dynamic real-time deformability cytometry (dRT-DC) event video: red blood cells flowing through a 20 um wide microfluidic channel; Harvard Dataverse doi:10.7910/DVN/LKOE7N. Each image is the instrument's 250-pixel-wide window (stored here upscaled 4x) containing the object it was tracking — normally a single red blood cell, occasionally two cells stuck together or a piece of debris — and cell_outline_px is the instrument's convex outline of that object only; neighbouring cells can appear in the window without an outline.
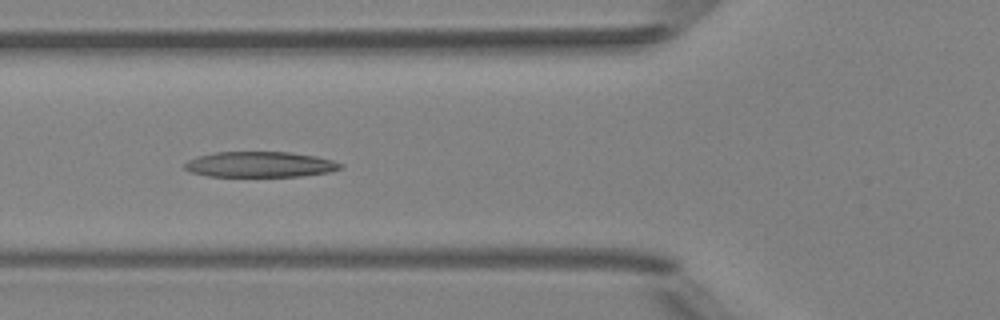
{"species": "Egyptian fruit bat (a non-hibernating species)", "species_latin": "Rousettus aegyptiacus", "temperature_condition": "room temperature", "stored_images_in_passage": 5, "camera_frame_rate_fps": 3000, "um_per_image_px": 0.085, "animal": {"sex": "female"}, "frame": {"image": 1, "passage_image": 3, "time_ms": 2.333, "image_size_px": [1000, 320], "cell_outline_px": [[344, 164], [340, 168], [328, 172], [300, 176], [208, 176], [192, 172], [184, 168], [184, 164], [188, 160], [196, 156], [216, 152], [292, 152], [316, 156], [332, 160]], "centroid_in_image_um": [22.09, 13.97], "position_along_channel_um": 103.7, "area_um2": 23.12}}
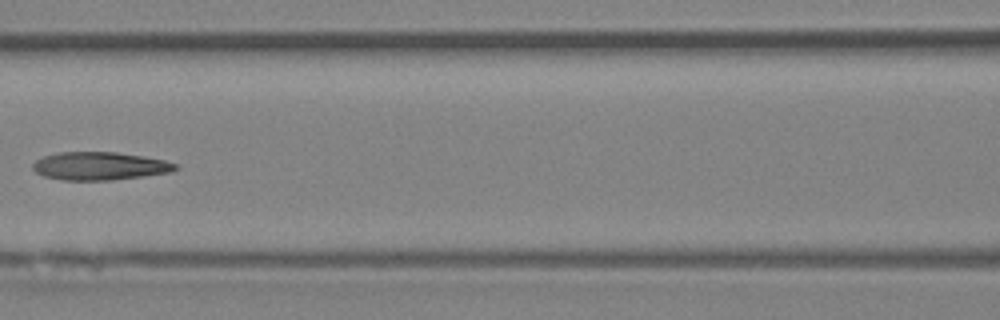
{"frame": {"image": 2, "passage_image": 4, "time_ms": 3.667, "image_size_px": [1000, 320], "cell_outline_px": [[180, 168], [172, 172], [144, 176], [112, 180], [60, 180], [44, 176], [36, 172], [32, 168], [32, 164], [36, 160], [44, 156], [56, 152], [116, 152], [144, 156], [164, 160], [180, 164]], "centroid_in_image_um": [8.51, 14.11], "position_along_channel_um": 158.1, "area_um2": 23.58}}
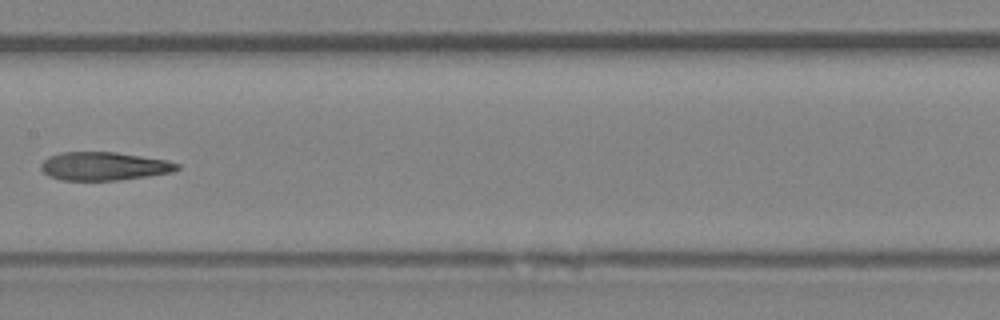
{"frame": {"image": 3, "passage_image": 5, "time_ms": 4.667, "image_size_px": [1000, 320], "cell_outline_px": [[180, 168], [172, 172], [148, 176], [116, 180], [60, 180], [48, 176], [40, 168], [40, 164], [48, 156], [60, 152], [116, 152], [168, 160], [180, 164]], "centroid_in_image_um": [8.83, 14.12], "position_along_channel_um": 198.6, "area_um2": 22.6}}